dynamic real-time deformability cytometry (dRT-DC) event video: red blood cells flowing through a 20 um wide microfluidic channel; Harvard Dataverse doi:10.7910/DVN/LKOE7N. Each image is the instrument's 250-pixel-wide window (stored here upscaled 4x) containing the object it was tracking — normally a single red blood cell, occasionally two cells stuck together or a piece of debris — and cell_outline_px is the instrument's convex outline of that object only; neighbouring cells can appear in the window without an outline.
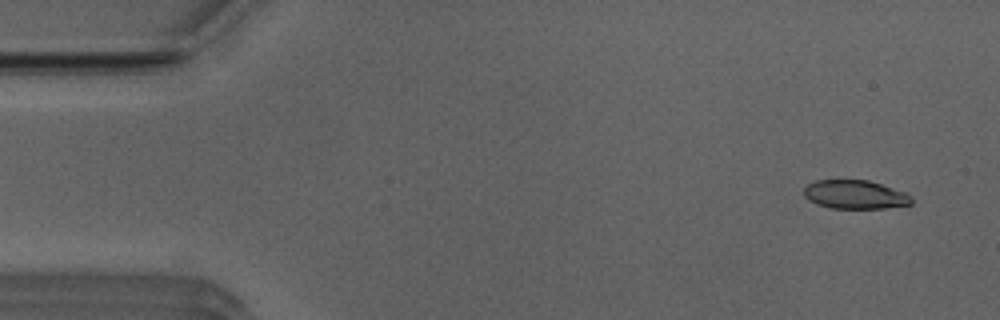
{"species": "Egyptian fruit bat (a non-hibernating species)", "species_latin": "Rousettus aegyptiacus", "temperature_condition": "room temperature", "stored_images_in_passage": 50, "camera_frame_rate_fps": 3000, "um_per_image_px": 0.085, "animal": {"sex": "male"}, "frame": {"image": 1, "passage_image": 1, "time_ms": 0.0, "image_size_px": [1000, 320], "cell_outline_px": [[912, 204], [884, 208], [828, 208], [816, 204], [808, 200], [804, 196], [804, 188], [808, 184], [816, 180], [868, 180], [904, 192], [912, 200]], "centroid_in_image_um": [72.62, 16.54], "position_along_channel_um": 12.4, "area_um2": 17.86}}
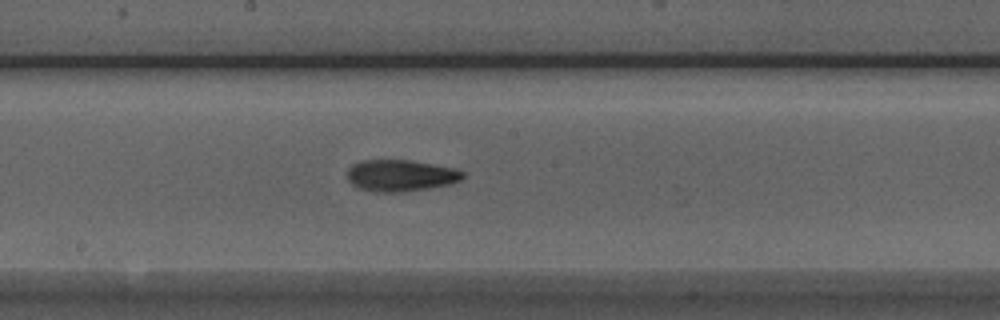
{"frame": {"image": 2, "passage_image": 25, "time_ms": 8.0, "image_size_px": [1000, 320], "cell_outline_px": [[464, 176], [460, 180], [452, 184], [428, 188], [400, 192], [376, 192], [360, 188], [352, 184], [348, 180], [348, 168], [352, 164], [360, 160], [408, 160], [456, 168], [464, 172]], "centroid_in_image_um": [34.06, 14.91], "position_along_channel_um": 214.1, "area_um2": 21.27}}
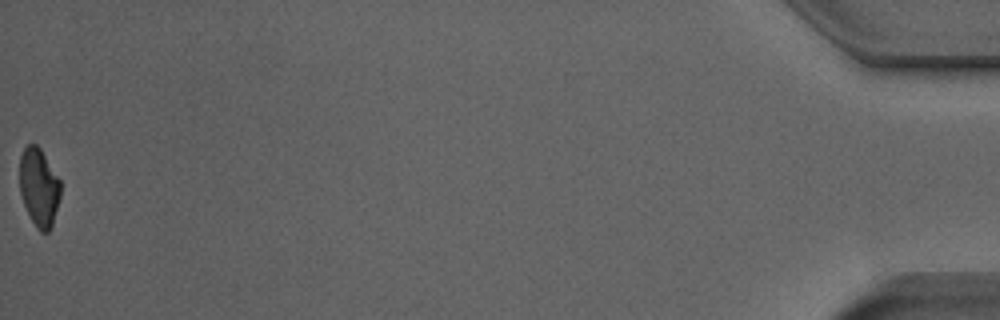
{"frame": {"image": 3, "passage_image": 50, "time_ms": 16.333, "image_size_px": [1000, 320], "cell_outline_px": [[60, 196], [52, 224], [48, 232], [40, 232], [36, 228], [24, 204], [20, 192], [20, 156], [24, 148], [28, 144], [36, 144], [40, 148], [60, 180]], "centroid_in_image_um": [3.31, 15.91], "position_along_channel_um": 431.9, "area_um2": 18.38}, "authors_computed_cell_mechanics": {"area_um2": 20.1433, "velocity_mm_per_s": 3.9107, "shape_relaxation_time_tau1_ms": 5.3209, "shape_relaxation_time_tau2_ms": 2.7335, "deformation_change_tau1": 0.1673, "deformation_change_tau2": 0.1072}}